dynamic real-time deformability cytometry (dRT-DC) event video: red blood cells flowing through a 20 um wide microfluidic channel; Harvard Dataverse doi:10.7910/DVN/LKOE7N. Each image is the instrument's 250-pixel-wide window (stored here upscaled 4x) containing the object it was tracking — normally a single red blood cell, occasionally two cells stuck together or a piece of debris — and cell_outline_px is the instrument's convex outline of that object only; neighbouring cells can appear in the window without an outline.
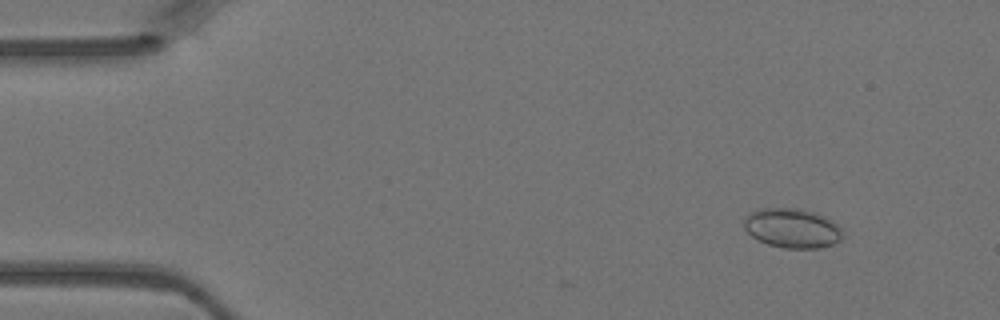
{"species": "Egyptian fruit bat (a non-hibernating species)", "species_latin": "Rousettus aegyptiacus", "temperature_condition": "warm", "stored_images_in_passage": 5, "camera_frame_rate_fps": 3000, "um_per_image_px": 0.085, "animal": {"sex": "female"}, "frame": {"image": 1, "passage_image": 2, "time_ms": 0.333, "image_size_px": [1000, 320], "cell_outline_px": [[840, 240], [832, 244], [820, 248], [784, 248], [768, 244], [752, 236], [744, 228], [744, 216], [756, 208], [800, 208], [816, 212], [832, 220], [840, 228]], "centroid_in_image_um": [67.3, 19.37], "position_along_channel_um": 17.7, "area_um2": 22.72}}